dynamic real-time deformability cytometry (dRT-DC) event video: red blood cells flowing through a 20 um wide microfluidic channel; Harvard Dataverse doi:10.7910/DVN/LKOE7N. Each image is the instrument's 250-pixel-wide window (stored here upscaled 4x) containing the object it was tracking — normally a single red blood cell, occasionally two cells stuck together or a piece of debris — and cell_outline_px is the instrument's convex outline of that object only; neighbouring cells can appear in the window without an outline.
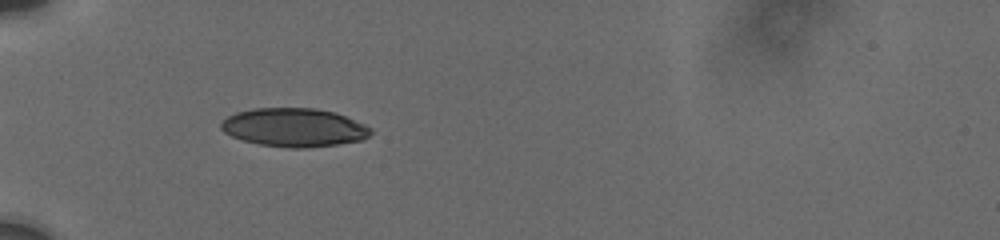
{"species": "human", "species_latin": "Homo sapiens", "temperature_condition": "cold", "stored_images_in_passage": 16, "camera_frame_rate_fps": 3000, "um_per_image_px": 0.085, "donor": {"sex": "male"}, "frame": {"image": 1, "passage_image": 4, "time_ms": 1.0, "image_size_px": [1000, 240], "cell_outline_px": [[372, 132], [364, 140], [308, 148], [288, 148], [260, 144], [244, 140], [232, 136], [224, 132], [220, 128], [220, 124], [228, 116], [236, 112], [252, 108], [316, 108], [336, 112], [364, 124], [372, 128]], "centroid_in_image_um": [25.01, 10.83], "position_along_channel_um": 60.0, "area_um2": 33.7}}
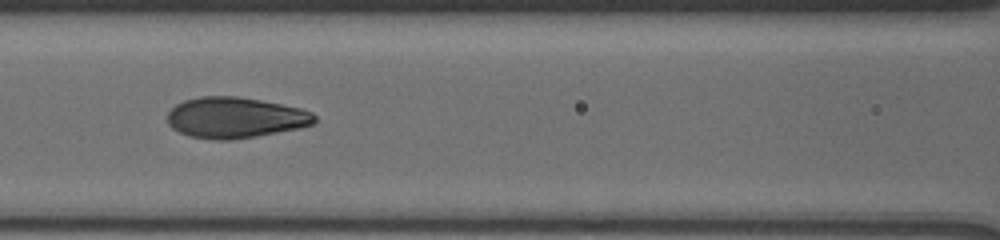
{"frame": {"image": 2, "passage_image": 12, "time_ms": 3.667, "image_size_px": [1000, 240], "cell_outline_px": [[316, 120], [312, 124], [300, 128], [256, 136], [228, 140], [216, 140], [188, 136], [172, 128], [168, 124], [168, 112], [176, 104], [184, 100], [200, 96], [236, 96], [260, 100], [300, 108], [312, 112], [316, 116]], "centroid_in_image_um": [19.98, 10.0], "position_along_channel_um": 146.6, "area_um2": 34.97}}
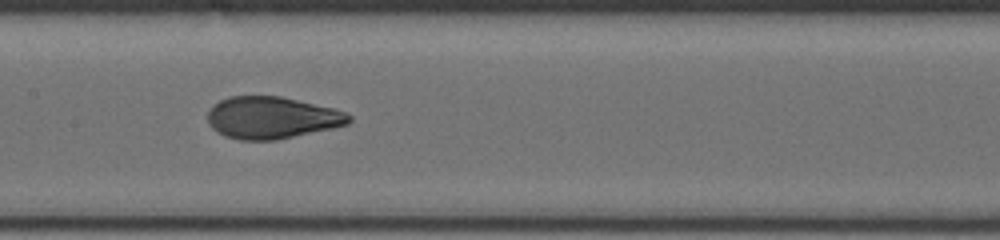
{"frame": {"image": 3, "passage_image": 15, "time_ms": 4.667, "image_size_px": [1000, 240], "cell_outline_px": [[352, 120], [348, 124], [332, 128], [276, 140], [240, 140], [224, 136], [216, 132], [208, 124], [208, 112], [220, 100], [228, 96], [280, 96], [336, 108], [348, 112], [352, 116]], "centroid_in_image_um": [23.13, 10.0], "position_along_channel_um": 184.3, "area_um2": 34.8}}